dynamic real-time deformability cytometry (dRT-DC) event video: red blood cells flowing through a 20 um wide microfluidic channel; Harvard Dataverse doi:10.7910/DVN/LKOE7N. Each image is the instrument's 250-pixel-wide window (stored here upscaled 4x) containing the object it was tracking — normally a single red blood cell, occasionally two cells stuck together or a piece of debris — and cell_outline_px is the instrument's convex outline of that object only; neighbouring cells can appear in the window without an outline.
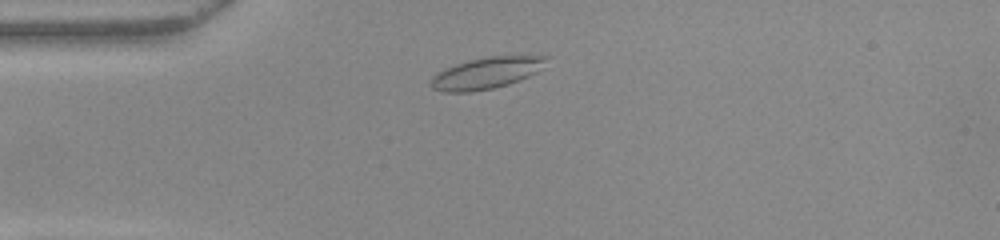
{"species": "common noctule bat (a hibernating species)", "species_latin": "Nyctalus noctula", "temperature_condition": "warm", "stored_images_in_passage": 43, "camera_frame_rate_fps": 3000, "um_per_image_px": 0.085, "animal": {"sex": "female", "body_mass_g": 22.0, "forearm_length_mm": 56.7}, "frame": {"image": 1, "passage_image": 4, "time_ms": 1.0, "image_size_px": [1000, 240], "cell_outline_px": [[552, 56], [536, 72], [528, 76], [508, 84], [492, 88], [472, 92], [444, 92], [432, 88], [428, 84], [432, 76], [436, 72], [456, 64], [468, 60], [488, 56]], "centroid_in_image_um": [41.29, 6.21], "position_along_channel_um": 43.7, "area_um2": 21.15}}
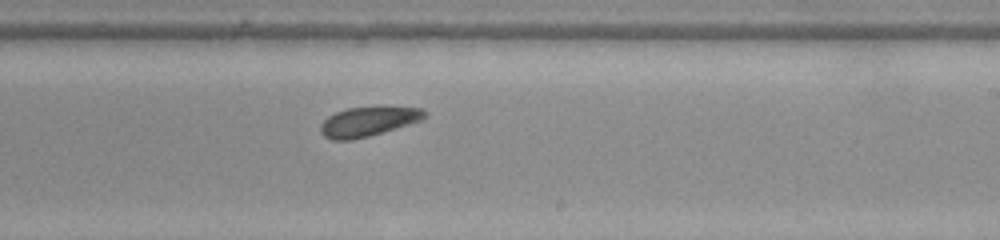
{"frame": {"image": 2, "passage_image": 22, "time_ms": 7.0, "image_size_px": [1000, 240], "cell_outline_px": [[428, 112], [420, 120], [408, 124], [368, 136], [352, 140], [332, 140], [324, 136], [320, 132], [320, 124], [328, 116], [336, 112], [348, 108], [380, 104], [424, 108]], "centroid_in_image_um": [31.31, 10.27], "position_along_channel_um": 257.7, "area_um2": 18.44}}
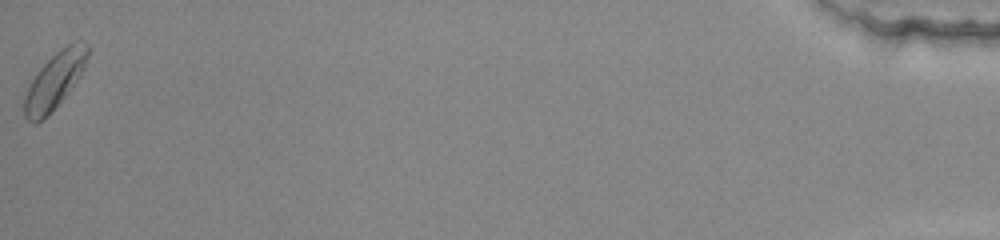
{"frame": {"image": 3, "passage_image": 43, "time_ms": 14.0, "image_size_px": [1000, 240], "cell_outline_px": [[88, 56], [76, 80], [68, 92], [36, 124], [32, 124], [24, 116], [24, 96], [36, 72], [60, 48], [76, 40], [88, 44]], "centroid_in_image_um": [4.62, 6.82], "position_along_channel_um": 430.6, "area_um2": 19.94}, "authors_computed_cell_mechanics": {"area_um2": 19.1896, "velocity_mm_per_s": 3.9037, "shape_relaxation_time_tau1_ms": 3.3131, "shape_relaxation_time_tau2_ms": null, "deformation_change_tau1": 0.0935, "deformation_change_tau2": null}}